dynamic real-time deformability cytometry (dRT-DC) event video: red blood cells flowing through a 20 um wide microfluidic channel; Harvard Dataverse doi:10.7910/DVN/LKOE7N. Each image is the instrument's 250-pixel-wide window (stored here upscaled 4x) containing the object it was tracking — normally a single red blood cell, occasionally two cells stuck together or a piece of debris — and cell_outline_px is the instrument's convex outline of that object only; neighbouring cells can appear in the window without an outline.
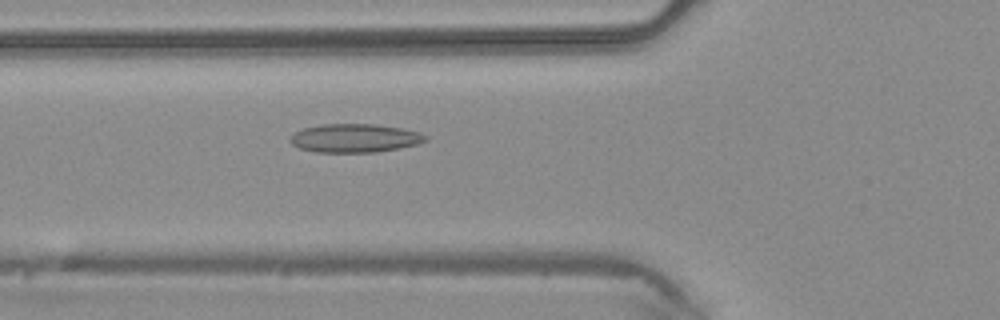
{"species": "common noctule bat (a hibernating species)", "species_latin": "Nyctalus noctula", "temperature_condition": "warm", "stored_images_in_passage": 34, "camera_frame_rate_fps": 3000, "um_per_image_px": 0.085, "animal": {"sex": "male", "body_mass_g": 20.4}, "frame": {"image": 1, "passage_image": 5, "time_ms": 1.333, "image_size_px": [1000, 320], "cell_outline_px": [[428, 140], [416, 144], [400, 148], [376, 152], [316, 152], [300, 148], [292, 144], [288, 140], [296, 132], [304, 128], [324, 124], [376, 124], [400, 128], [420, 132], [428, 136]], "centroid_in_image_um": [30.18, 11.74], "position_along_channel_um": 95.6, "area_um2": 22.43}}
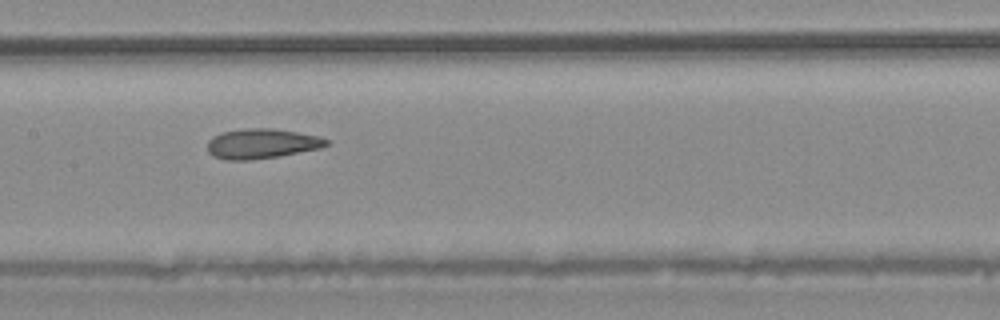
{"frame": {"image": 2, "passage_image": 11, "time_ms": 3.333, "image_size_px": [1000, 320], "cell_outline_px": [[328, 144], [320, 148], [276, 156], [248, 160], [224, 160], [212, 156], [208, 152], [208, 140], [212, 136], [220, 132], [244, 128], [272, 128], [320, 136], [328, 140]], "centroid_in_image_um": [22.18, 12.2], "position_along_channel_um": 185.2, "area_um2": 20.69}}
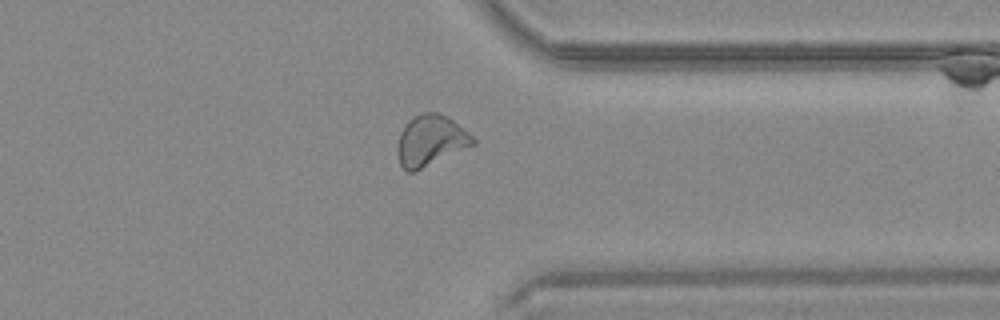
{"frame": {"image": 3, "passage_image": 24, "time_ms": 7.667, "image_size_px": [1000, 320], "cell_outline_px": [[476, 144], [412, 172], [408, 172], [400, 164], [400, 132], [408, 120], [412, 116], [420, 112], [436, 112], [448, 116], [468, 132], [476, 140]], "centroid_in_image_um": [36.64, 11.9], "position_along_channel_um": 374.8, "area_um2": 21.85}}